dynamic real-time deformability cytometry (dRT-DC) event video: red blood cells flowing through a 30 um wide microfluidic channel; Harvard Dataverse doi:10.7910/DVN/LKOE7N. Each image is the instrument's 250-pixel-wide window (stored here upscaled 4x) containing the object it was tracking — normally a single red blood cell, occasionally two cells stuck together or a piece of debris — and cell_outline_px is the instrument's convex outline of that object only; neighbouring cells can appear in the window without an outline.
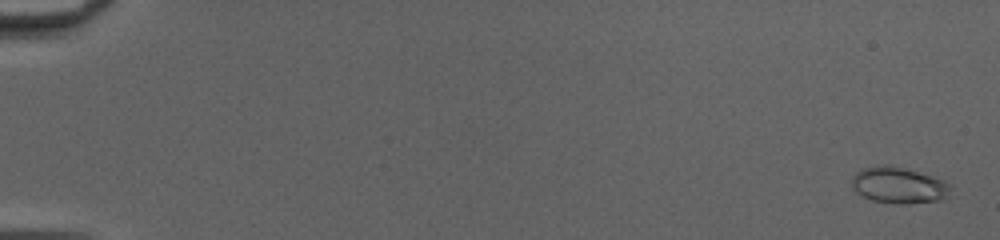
{"species": "common noctule bat (a hibernating species)", "species_latin": "Nyctalus noctula", "temperature_condition": "cold", "stored_images_in_passage": 52, "camera_frame_rate_fps": 3000, "um_per_image_px": 0.085, "animal": {"sex": "female", "body_mass_g": 20.0, "forearm_length_mm": 54.0}, "frame": {"image": 1, "passage_image": 2, "time_ms": 0.333, "image_size_px": [1000, 240], "cell_outline_px": [[952, 184], [944, 200], [908, 204], [896, 204], [872, 200], [856, 192], [852, 188], [852, 176], [860, 168], [884, 164], [888, 164], [904, 168], [932, 176], [944, 180]], "centroid_in_image_um": [76.38, 15.74], "position_along_channel_um": 8.6, "area_um2": 21.1}}
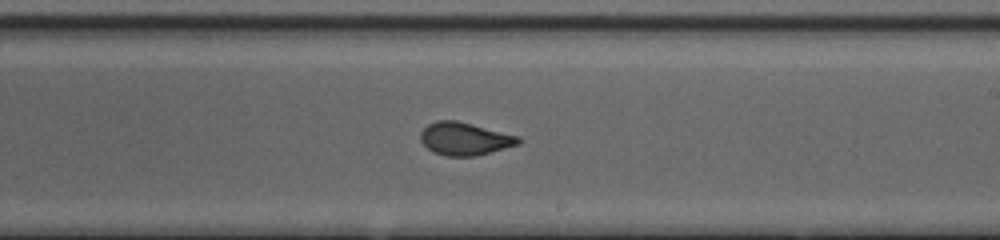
{"frame": {"image": 2, "passage_image": 33, "time_ms": 10.667, "image_size_px": [1000, 240], "cell_outline_px": [[524, 140], [520, 144], [476, 156], [444, 156], [432, 152], [420, 140], [420, 132], [428, 124], [436, 120], [456, 120], [520, 136]], "centroid_in_image_um": [39.52, 11.8], "position_along_channel_um": 249.5, "area_um2": 18.9}}
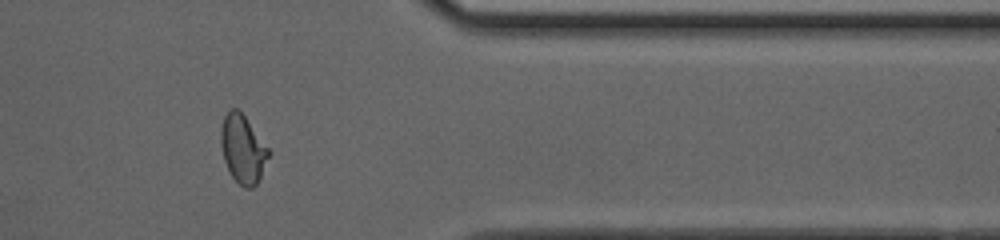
{"frame": {"image": 3, "passage_image": 44, "time_ms": 14.333, "image_size_px": [1000, 240], "cell_outline_px": [[272, 152], [260, 180], [252, 188], [244, 188], [232, 176], [224, 160], [220, 144], [220, 128], [224, 116], [232, 108], [236, 108], [244, 116]], "centroid_in_image_um": [20.66, 12.69], "position_along_channel_um": 390.7, "area_um2": 19.07}, "authors_computed_cell_mechanics": {"area_um2": 19.3341, "velocity_mm_per_s": 4.1653, "shape_relaxation_time_tau1_ms": 8.3571, "shape_relaxation_time_tau2_ms": 0.7007, "deformation_change_tau1": 0.2024, "deformation_change_tau2": 0.0582}}